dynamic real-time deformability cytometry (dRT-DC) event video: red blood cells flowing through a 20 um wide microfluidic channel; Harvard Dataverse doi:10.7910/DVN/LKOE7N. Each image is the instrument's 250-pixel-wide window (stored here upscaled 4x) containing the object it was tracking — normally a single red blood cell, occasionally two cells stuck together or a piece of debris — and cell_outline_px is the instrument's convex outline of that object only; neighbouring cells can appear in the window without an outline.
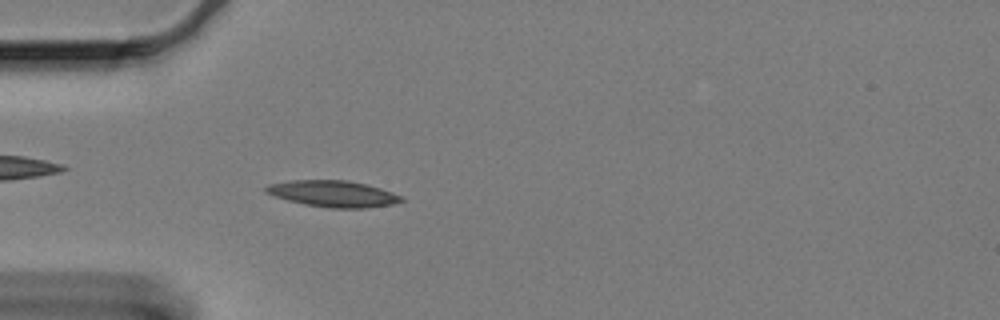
{"species": "Egyptian fruit bat (a non-hibernating species)", "species_latin": "Rousettus aegyptiacus", "temperature_condition": "cold", "stored_images_in_passage": 36, "camera_frame_rate_fps": 3000, "um_per_image_px": 0.085, "animal": {"sex": "female"}, "frame": {"image": 1, "passage_image": 2, "time_ms": 0.333, "image_size_px": [1000, 320], "cell_outline_px": [[404, 200], [392, 204], [364, 208], [328, 208], [304, 204], [288, 200], [264, 192], [264, 188], [268, 184], [292, 180], [348, 180], [368, 184], [404, 196]], "centroid_in_image_um": [28.33, 16.46], "position_along_channel_um": 56.7, "area_um2": 20.87}}
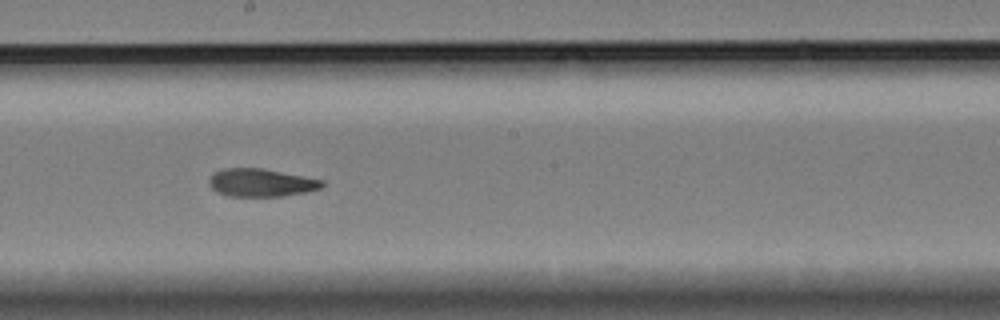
{"frame": {"image": 2, "passage_image": 18, "time_ms": 5.667, "image_size_px": [1000, 320], "cell_outline_px": [[324, 184], [320, 188], [304, 192], [284, 196], [228, 196], [216, 192], [208, 184], [208, 180], [212, 172], [224, 168], [264, 168], [324, 180]], "centroid_in_image_um": [22.14, 15.52], "position_along_channel_um": 226.1, "area_um2": 18.55}}
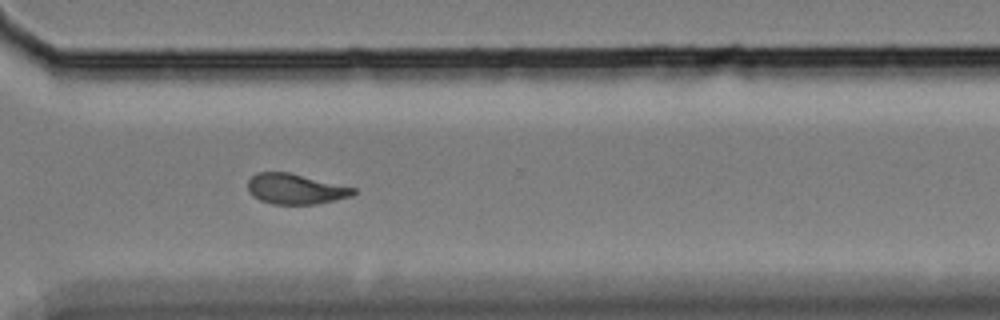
{"frame": {"image": 3, "passage_image": 29, "time_ms": 9.333, "image_size_px": [1000, 320], "cell_outline_px": [[356, 192], [352, 196], [336, 200], [316, 204], [272, 204], [260, 200], [252, 196], [248, 192], [248, 180], [256, 172], [288, 172], [356, 188]], "centroid_in_image_um": [25.1, 16.06], "position_along_channel_um": 345.5, "area_um2": 18.73}, "authors_computed_cell_mechanics": {"area_um2": 19.0451, "velocity_mm_per_s": 3.265, "shape_relaxation_time_tau1_ms": 8.4587, "shape_relaxation_time_tau2_ms": 5.137, "deformation_change_tau1": 0.2023, "deformation_change_tau2": 0.1173}}